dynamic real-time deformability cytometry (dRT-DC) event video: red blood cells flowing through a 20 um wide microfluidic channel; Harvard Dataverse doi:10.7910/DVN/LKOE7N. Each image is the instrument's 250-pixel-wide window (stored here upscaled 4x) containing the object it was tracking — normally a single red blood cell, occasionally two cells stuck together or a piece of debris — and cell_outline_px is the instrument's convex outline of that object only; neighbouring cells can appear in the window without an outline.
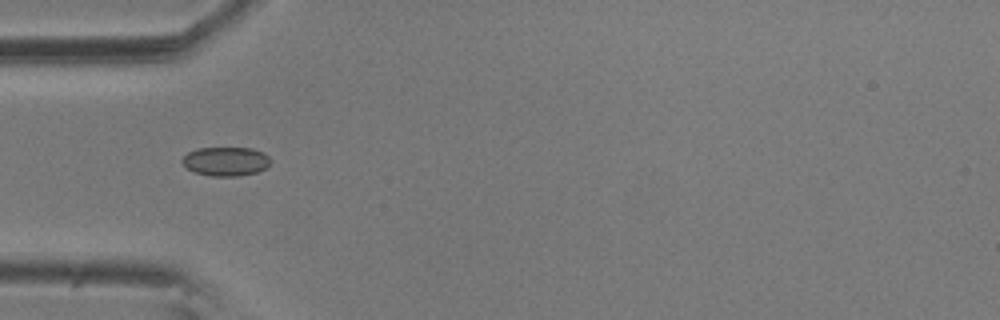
{"species": "common noctule bat (a hibernating species)", "species_latin": "Nyctalus noctula", "temperature_condition": "room temperature", "stored_images_in_passage": 11, "camera_frame_rate_fps": 3000, "um_per_image_px": 0.085, "animal": {"sex": "male", "body_mass_g": 20.5, "forearm_length_mm": 52.5}, "frame": {"image": 1, "passage_image": 1, "time_ms": 0.0, "image_size_px": [1000, 320], "cell_outline_px": [[272, 160], [264, 168], [256, 172], [236, 176], [212, 176], [196, 172], [188, 168], [180, 160], [188, 152], [196, 148], [252, 148], [264, 152]], "centroid_in_image_um": [19.19, 13.7], "position_along_channel_um": 65.8, "area_um2": 14.8}}
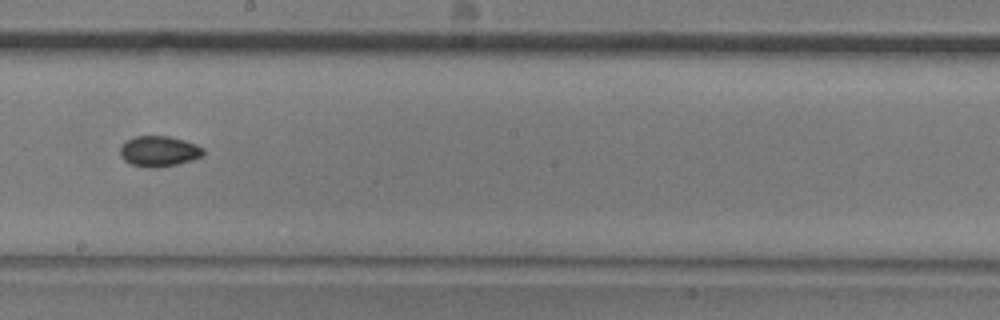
{"frame": {"image": 2, "passage_image": 5, "time_ms": 1.333, "image_size_px": [1000, 320], "cell_outline_px": [[204, 156], [192, 160], [176, 164], [156, 168], [148, 168], [132, 164], [124, 160], [120, 156], [120, 148], [128, 140], [136, 136], [168, 136], [184, 140], [196, 144], [204, 148]], "centroid_in_image_um": [13.54, 12.86], "position_along_channel_um": 234.7, "area_um2": 14.8}}
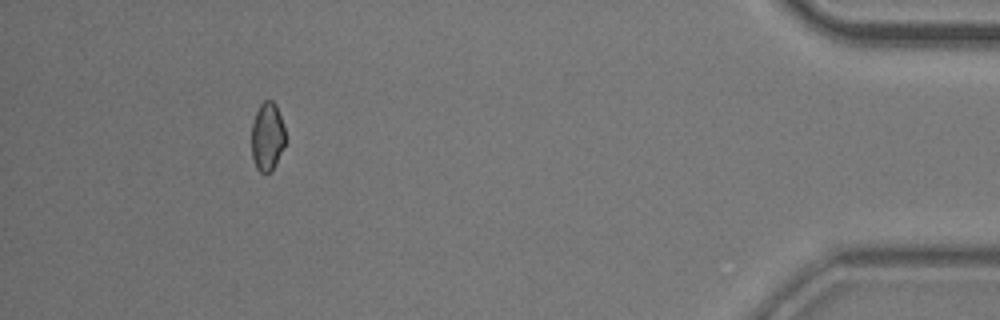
{"frame": {"image": 3, "passage_image": 10, "time_ms": 3.0, "image_size_px": [1000, 320], "cell_outline_px": [[284, 144], [276, 164], [272, 172], [260, 172], [256, 168], [252, 156], [252, 124], [256, 112], [260, 104], [264, 100], [272, 100], [276, 104], [284, 128]], "centroid_in_image_um": [22.71, 11.61], "position_along_channel_um": 412.5, "area_um2": 13.35}}